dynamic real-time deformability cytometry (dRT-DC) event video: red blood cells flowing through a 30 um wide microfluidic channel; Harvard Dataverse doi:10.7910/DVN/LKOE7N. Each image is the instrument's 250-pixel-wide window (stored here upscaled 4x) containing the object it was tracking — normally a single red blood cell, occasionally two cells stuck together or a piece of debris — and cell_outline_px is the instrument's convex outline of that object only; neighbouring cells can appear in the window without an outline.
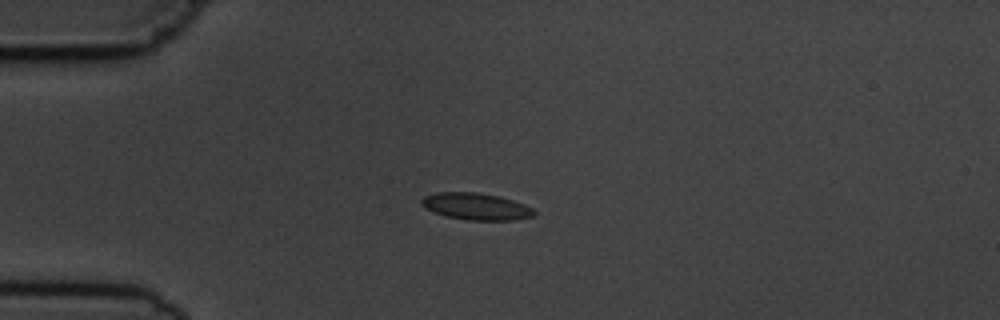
{"species": "common noctule bat (a hibernating species)", "species_latin": "Nyctalus noctula", "temperature_condition": "cold", "stored_images_in_passage": 10, "camera_frame_rate_fps": 3000, "um_per_image_px": 0.085, "animal": {"sex": "male", "body_mass_g": 19.5, "forearm_length_mm": 54.6}, "frame": {"image": 1, "passage_image": 3, "time_ms": 3.333, "image_size_px": [1000, 320], "cell_outline_px": [[536, 216], [516, 220], [468, 220], [444, 216], [432, 212], [424, 208], [420, 204], [420, 200], [424, 196], [436, 192], [476, 192], [500, 196], [524, 204], [532, 208], [536, 212]], "centroid_in_image_um": [40.44, 17.55], "position_along_channel_um": 44.6, "area_um2": 17.92}}
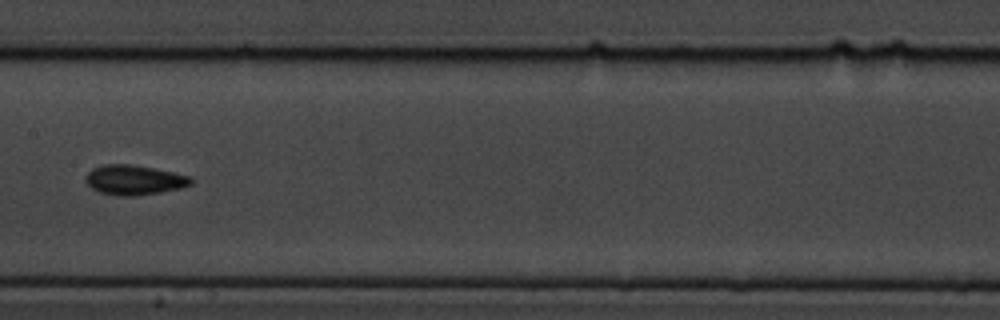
{"frame": {"image": 2, "passage_image": 7, "time_ms": 8.0, "image_size_px": [1000, 320], "cell_outline_px": [[192, 184], [180, 188], [160, 192], [136, 196], [120, 196], [100, 192], [92, 188], [88, 184], [88, 172], [92, 168], [104, 164], [132, 164], [192, 176]], "centroid_in_image_um": [11.44, 15.29], "position_along_channel_um": 196.0, "area_um2": 18.09}}
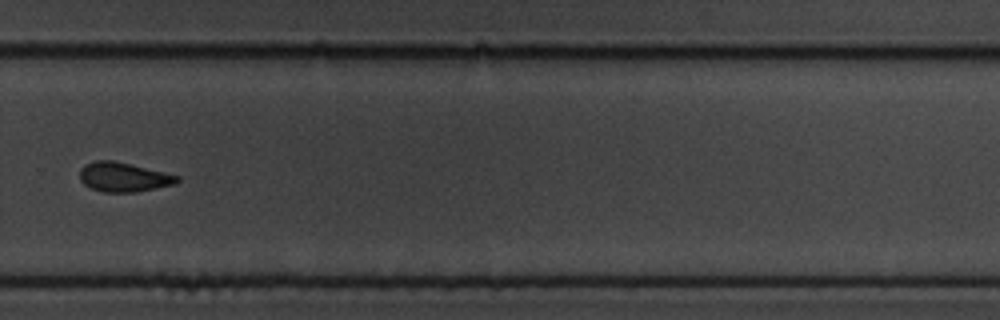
{"frame": {"image": 3, "passage_image": 10, "time_ms": 11.333, "image_size_px": [1000, 320], "cell_outline_px": [[180, 180], [176, 184], [136, 192], [104, 192], [92, 188], [84, 184], [80, 180], [80, 168], [84, 164], [96, 160], [116, 160], [180, 176]], "centroid_in_image_um": [10.51, 15.04], "position_along_channel_um": 319.3, "area_um2": 16.82}}